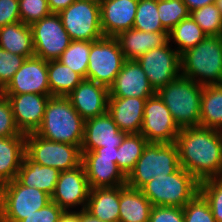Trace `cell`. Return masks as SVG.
<instances>
[{"label":"cell","mask_w":222,"mask_h":222,"mask_svg":"<svg viewBox=\"0 0 222 222\" xmlns=\"http://www.w3.org/2000/svg\"><path fill=\"white\" fill-rule=\"evenodd\" d=\"M175 144L180 167L199 182L221 177L222 131L202 126L181 128Z\"/></svg>","instance_id":"cell-1"},{"label":"cell","mask_w":222,"mask_h":222,"mask_svg":"<svg viewBox=\"0 0 222 222\" xmlns=\"http://www.w3.org/2000/svg\"><path fill=\"white\" fill-rule=\"evenodd\" d=\"M85 120L67 96H50L42 123L35 134L53 142L69 143L81 148Z\"/></svg>","instance_id":"cell-2"},{"label":"cell","mask_w":222,"mask_h":222,"mask_svg":"<svg viewBox=\"0 0 222 222\" xmlns=\"http://www.w3.org/2000/svg\"><path fill=\"white\" fill-rule=\"evenodd\" d=\"M181 75L202 86L222 84V36H207L180 55Z\"/></svg>","instance_id":"cell-3"},{"label":"cell","mask_w":222,"mask_h":222,"mask_svg":"<svg viewBox=\"0 0 222 222\" xmlns=\"http://www.w3.org/2000/svg\"><path fill=\"white\" fill-rule=\"evenodd\" d=\"M203 86L179 75L156 93L180 128L199 126Z\"/></svg>","instance_id":"cell-4"},{"label":"cell","mask_w":222,"mask_h":222,"mask_svg":"<svg viewBox=\"0 0 222 222\" xmlns=\"http://www.w3.org/2000/svg\"><path fill=\"white\" fill-rule=\"evenodd\" d=\"M200 182L180 167L169 175H158L140 190L152 206H175L183 208L199 193Z\"/></svg>","instance_id":"cell-5"},{"label":"cell","mask_w":222,"mask_h":222,"mask_svg":"<svg viewBox=\"0 0 222 222\" xmlns=\"http://www.w3.org/2000/svg\"><path fill=\"white\" fill-rule=\"evenodd\" d=\"M179 168V155L175 143L148 142L134 169L126 177V185L141 189L154 177L169 175Z\"/></svg>","instance_id":"cell-6"},{"label":"cell","mask_w":222,"mask_h":222,"mask_svg":"<svg viewBox=\"0 0 222 222\" xmlns=\"http://www.w3.org/2000/svg\"><path fill=\"white\" fill-rule=\"evenodd\" d=\"M50 202L47 193L14 179L0 186V222H20Z\"/></svg>","instance_id":"cell-7"},{"label":"cell","mask_w":222,"mask_h":222,"mask_svg":"<svg viewBox=\"0 0 222 222\" xmlns=\"http://www.w3.org/2000/svg\"><path fill=\"white\" fill-rule=\"evenodd\" d=\"M25 154L36 163L63 172L82 164L81 148L76 145L46 140L35 133L26 135Z\"/></svg>","instance_id":"cell-8"},{"label":"cell","mask_w":222,"mask_h":222,"mask_svg":"<svg viewBox=\"0 0 222 222\" xmlns=\"http://www.w3.org/2000/svg\"><path fill=\"white\" fill-rule=\"evenodd\" d=\"M86 79L109 88L125 62L115 37L103 36L91 43Z\"/></svg>","instance_id":"cell-9"},{"label":"cell","mask_w":222,"mask_h":222,"mask_svg":"<svg viewBox=\"0 0 222 222\" xmlns=\"http://www.w3.org/2000/svg\"><path fill=\"white\" fill-rule=\"evenodd\" d=\"M118 147H100L93 151L82 152L90 189L126 185V176L116 164Z\"/></svg>","instance_id":"cell-10"},{"label":"cell","mask_w":222,"mask_h":222,"mask_svg":"<svg viewBox=\"0 0 222 222\" xmlns=\"http://www.w3.org/2000/svg\"><path fill=\"white\" fill-rule=\"evenodd\" d=\"M72 40L96 41L102 38L100 5L76 0L58 13Z\"/></svg>","instance_id":"cell-11"},{"label":"cell","mask_w":222,"mask_h":222,"mask_svg":"<svg viewBox=\"0 0 222 222\" xmlns=\"http://www.w3.org/2000/svg\"><path fill=\"white\" fill-rule=\"evenodd\" d=\"M168 41L165 45L147 51L138 59L150 85L157 92L181 74L180 54Z\"/></svg>","instance_id":"cell-12"},{"label":"cell","mask_w":222,"mask_h":222,"mask_svg":"<svg viewBox=\"0 0 222 222\" xmlns=\"http://www.w3.org/2000/svg\"><path fill=\"white\" fill-rule=\"evenodd\" d=\"M31 28L34 56L46 61L57 60L72 41L55 13L33 23Z\"/></svg>","instance_id":"cell-13"},{"label":"cell","mask_w":222,"mask_h":222,"mask_svg":"<svg viewBox=\"0 0 222 222\" xmlns=\"http://www.w3.org/2000/svg\"><path fill=\"white\" fill-rule=\"evenodd\" d=\"M180 129L157 93L146 99L140 134L148 142L175 143Z\"/></svg>","instance_id":"cell-14"},{"label":"cell","mask_w":222,"mask_h":222,"mask_svg":"<svg viewBox=\"0 0 222 222\" xmlns=\"http://www.w3.org/2000/svg\"><path fill=\"white\" fill-rule=\"evenodd\" d=\"M89 192L85 168L81 164L74 169L60 172L51 201L64 211H71L70 208L79 205L80 210H83L86 209Z\"/></svg>","instance_id":"cell-15"},{"label":"cell","mask_w":222,"mask_h":222,"mask_svg":"<svg viewBox=\"0 0 222 222\" xmlns=\"http://www.w3.org/2000/svg\"><path fill=\"white\" fill-rule=\"evenodd\" d=\"M35 93L50 95L47 61L33 56L26 58L2 94Z\"/></svg>","instance_id":"cell-16"},{"label":"cell","mask_w":222,"mask_h":222,"mask_svg":"<svg viewBox=\"0 0 222 222\" xmlns=\"http://www.w3.org/2000/svg\"><path fill=\"white\" fill-rule=\"evenodd\" d=\"M2 95L10 102L19 131L25 135L35 133L42 123L45 106L51 95L35 93Z\"/></svg>","instance_id":"cell-17"},{"label":"cell","mask_w":222,"mask_h":222,"mask_svg":"<svg viewBox=\"0 0 222 222\" xmlns=\"http://www.w3.org/2000/svg\"><path fill=\"white\" fill-rule=\"evenodd\" d=\"M67 97L79 115L88 120L107 112L109 88L85 78Z\"/></svg>","instance_id":"cell-18"},{"label":"cell","mask_w":222,"mask_h":222,"mask_svg":"<svg viewBox=\"0 0 222 222\" xmlns=\"http://www.w3.org/2000/svg\"><path fill=\"white\" fill-rule=\"evenodd\" d=\"M155 93L137 60H125L121 71L109 87V97L148 98Z\"/></svg>","instance_id":"cell-19"},{"label":"cell","mask_w":222,"mask_h":222,"mask_svg":"<svg viewBox=\"0 0 222 222\" xmlns=\"http://www.w3.org/2000/svg\"><path fill=\"white\" fill-rule=\"evenodd\" d=\"M138 2L139 0H103L100 5L103 35L116 37L133 28Z\"/></svg>","instance_id":"cell-20"},{"label":"cell","mask_w":222,"mask_h":222,"mask_svg":"<svg viewBox=\"0 0 222 222\" xmlns=\"http://www.w3.org/2000/svg\"><path fill=\"white\" fill-rule=\"evenodd\" d=\"M126 133L122 132L106 112L85 120L81 151H93L100 147H118Z\"/></svg>","instance_id":"cell-21"},{"label":"cell","mask_w":222,"mask_h":222,"mask_svg":"<svg viewBox=\"0 0 222 222\" xmlns=\"http://www.w3.org/2000/svg\"><path fill=\"white\" fill-rule=\"evenodd\" d=\"M147 98L109 97L107 112L126 134L140 133Z\"/></svg>","instance_id":"cell-22"},{"label":"cell","mask_w":222,"mask_h":222,"mask_svg":"<svg viewBox=\"0 0 222 222\" xmlns=\"http://www.w3.org/2000/svg\"><path fill=\"white\" fill-rule=\"evenodd\" d=\"M169 32H143L131 28L115 38L118 41L125 60H136L147 51L165 45Z\"/></svg>","instance_id":"cell-23"},{"label":"cell","mask_w":222,"mask_h":222,"mask_svg":"<svg viewBox=\"0 0 222 222\" xmlns=\"http://www.w3.org/2000/svg\"><path fill=\"white\" fill-rule=\"evenodd\" d=\"M25 134L0 137V186L17 178L25 156Z\"/></svg>","instance_id":"cell-24"},{"label":"cell","mask_w":222,"mask_h":222,"mask_svg":"<svg viewBox=\"0 0 222 222\" xmlns=\"http://www.w3.org/2000/svg\"><path fill=\"white\" fill-rule=\"evenodd\" d=\"M60 171L32 161L26 154L17 174V180L24 186L37 188L52 196Z\"/></svg>","instance_id":"cell-25"},{"label":"cell","mask_w":222,"mask_h":222,"mask_svg":"<svg viewBox=\"0 0 222 222\" xmlns=\"http://www.w3.org/2000/svg\"><path fill=\"white\" fill-rule=\"evenodd\" d=\"M120 186L90 189L86 210L105 222H119Z\"/></svg>","instance_id":"cell-26"},{"label":"cell","mask_w":222,"mask_h":222,"mask_svg":"<svg viewBox=\"0 0 222 222\" xmlns=\"http://www.w3.org/2000/svg\"><path fill=\"white\" fill-rule=\"evenodd\" d=\"M152 204L140 189L120 186L119 222H149Z\"/></svg>","instance_id":"cell-27"},{"label":"cell","mask_w":222,"mask_h":222,"mask_svg":"<svg viewBox=\"0 0 222 222\" xmlns=\"http://www.w3.org/2000/svg\"><path fill=\"white\" fill-rule=\"evenodd\" d=\"M0 47L26 58L34 56L33 33L30 25L19 21L0 28Z\"/></svg>","instance_id":"cell-28"},{"label":"cell","mask_w":222,"mask_h":222,"mask_svg":"<svg viewBox=\"0 0 222 222\" xmlns=\"http://www.w3.org/2000/svg\"><path fill=\"white\" fill-rule=\"evenodd\" d=\"M199 126L222 131V84L203 86Z\"/></svg>","instance_id":"cell-29"},{"label":"cell","mask_w":222,"mask_h":222,"mask_svg":"<svg viewBox=\"0 0 222 222\" xmlns=\"http://www.w3.org/2000/svg\"><path fill=\"white\" fill-rule=\"evenodd\" d=\"M47 73L51 96H67L83 78L59 60L47 61Z\"/></svg>","instance_id":"cell-30"},{"label":"cell","mask_w":222,"mask_h":222,"mask_svg":"<svg viewBox=\"0 0 222 222\" xmlns=\"http://www.w3.org/2000/svg\"><path fill=\"white\" fill-rule=\"evenodd\" d=\"M207 35L201 27L190 17L184 18L168 33L169 42L176 43L175 48L181 55L186 50L195 47L199 42L203 41Z\"/></svg>","instance_id":"cell-31"},{"label":"cell","mask_w":222,"mask_h":222,"mask_svg":"<svg viewBox=\"0 0 222 222\" xmlns=\"http://www.w3.org/2000/svg\"><path fill=\"white\" fill-rule=\"evenodd\" d=\"M147 143L140 133L126 134L118 146L116 164L126 177L134 169Z\"/></svg>","instance_id":"cell-32"},{"label":"cell","mask_w":222,"mask_h":222,"mask_svg":"<svg viewBox=\"0 0 222 222\" xmlns=\"http://www.w3.org/2000/svg\"><path fill=\"white\" fill-rule=\"evenodd\" d=\"M92 42L93 41L72 40L57 60L85 79Z\"/></svg>","instance_id":"cell-33"},{"label":"cell","mask_w":222,"mask_h":222,"mask_svg":"<svg viewBox=\"0 0 222 222\" xmlns=\"http://www.w3.org/2000/svg\"><path fill=\"white\" fill-rule=\"evenodd\" d=\"M133 28L143 32H168L159 19L157 0H139Z\"/></svg>","instance_id":"cell-34"},{"label":"cell","mask_w":222,"mask_h":222,"mask_svg":"<svg viewBox=\"0 0 222 222\" xmlns=\"http://www.w3.org/2000/svg\"><path fill=\"white\" fill-rule=\"evenodd\" d=\"M190 17L207 36H222V16L216 2L191 11Z\"/></svg>","instance_id":"cell-35"},{"label":"cell","mask_w":222,"mask_h":222,"mask_svg":"<svg viewBox=\"0 0 222 222\" xmlns=\"http://www.w3.org/2000/svg\"><path fill=\"white\" fill-rule=\"evenodd\" d=\"M159 19L162 26L169 32L190 12L182 0H157Z\"/></svg>","instance_id":"cell-36"},{"label":"cell","mask_w":222,"mask_h":222,"mask_svg":"<svg viewBox=\"0 0 222 222\" xmlns=\"http://www.w3.org/2000/svg\"><path fill=\"white\" fill-rule=\"evenodd\" d=\"M199 193L209 203L216 222H222V178H209L200 182Z\"/></svg>","instance_id":"cell-37"},{"label":"cell","mask_w":222,"mask_h":222,"mask_svg":"<svg viewBox=\"0 0 222 222\" xmlns=\"http://www.w3.org/2000/svg\"><path fill=\"white\" fill-rule=\"evenodd\" d=\"M184 222H216L209 203L198 193L184 207Z\"/></svg>","instance_id":"cell-38"},{"label":"cell","mask_w":222,"mask_h":222,"mask_svg":"<svg viewBox=\"0 0 222 222\" xmlns=\"http://www.w3.org/2000/svg\"><path fill=\"white\" fill-rule=\"evenodd\" d=\"M19 12L21 22L30 26L51 14L48 0H19Z\"/></svg>","instance_id":"cell-39"},{"label":"cell","mask_w":222,"mask_h":222,"mask_svg":"<svg viewBox=\"0 0 222 222\" xmlns=\"http://www.w3.org/2000/svg\"><path fill=\"white\" fill-rule=\"evenodd\" d=\"M26 57L13 54L0 47V88L3 90L22 66Z\"/></svg>","instance_id":"cell-40"},{"label":"cell","mask_w":222,"mask_h":222,"mask_svg":"<svg viewBox=\"0 0 222 222\" xmlns=\"http://www.w3.org/2000/svg\"><path fill=\"white\" fill-rule=\"evenodd\" d=\"M22 134L14 120L12 107L4 95L0 96V137H11Z\"/></svg>","instance_id":"cell-41"},{"label":"cell","mask_w":222,"mask_h":222,"mask_svg":"<svg viewBox=\"0 0 222 222\" xmlns=\"http://www.w3.org/2000/svg\"><path fill=\"white\" fill-rule=\"evenodd\" d=\"M149 222H184V211L175 206H152Z\"/></svg>","instance_id":"cell-42"},{"label":"cell","mask_w":222,"mask_h":222,"mask_svg":"<svg viewBox=\"0 0 222 222\" xmlns=\"http://www.w3.org/2000/svg\"><path fill=\"white\" fill-rule=\"evenodd\" d=\"M64 210L51 201L45 207L36 210L20 222H59Z\"/></svg>","instance_id":"cell-43"},{"label":"cell","mask_w":222,"mask_h":222,"mask_svg":"<svg viewBox=\"0 0 222 222\" xmlns=\"http://www.w3.org/2000/svg\"><path fill=\"white\" fill-rule=\"evenodd\" d=\"M19 21V0H0V28Z\"/></svg>","instance_id":"cell-44"},{"label":"cell","mask_w":222,"mask_h":222,"mask_svg":"<svg viewBox=\"0 0 222 222\" xmlns=\"http://www.w3.org/2000/svg\"><path fill=\"white\" fill-rule=\"evenodd\" d=\"M75 1L76 0H48V7L51 13L58 14Z\"/></svg>","instance_id":"cell-45"},{"label":"cell","mask_w":222,"mask_h":222,"mask_svg":"<svg viewBox=\"0 0 222 222\" xmlns=\"http://www.w3.org/2000/svg\"><path fill=\"white\" fill-rule=\"evenodd\" d=\"M182 1L187 6L189 12L216 2V0H182Z\"/></svg>","instance_id":"cell-46"},{"label":"cell","mask_w":222,"mask_h":222,"mask_svg":"<svg viewBox=\"0 0 222 222\" xmlns=\"http://www.w3.org/2000/svg\"><path fill=\"white\" fill-rule=\"evenodd\" d=\"M59 222H79V211H64L59 219Z\"/></svg>","instance_id":"cell-47"},{"label":"cell","mask_w":222,"mask_h":222,"mask_svg":"<svg viewBox=\"0 0 222 222\" xmlns=\"http://www.w3.org/2000/svg\"><path fill=\"white\" fill-rule=\"evenodd\" d=\"M79 222H105L96 217H94L89 211L86 209L79 210Z\"/></svg>","instance_id":"cell-48"},{"label":"cell","mask_w":222,"mask_h":222,"mask_svg":"<svg viewBox=\"0 0 222 222\" xmlns=\"http://www.w3.org/2000/svg\"><path fill=\"white\" fill-rule=\"evenodd\" d=\"M83 1H87L96 5H101V3L103 2V0H83Z\"/></svg>","instance_id":"cell-49"},{"label":"cell","mask_w":222,"mask_h":222,"mask_svg":"<svg viewBox=\"0 0 222 222\" xmlns=\"http://www.w3.org/2000/svg\"><path fill=\"white\" fill-rule=\"evenodd\" d=\"M216 5L218 6V9L222 16V0H216Z\"/></svg>","instance_id":"cell-50"}]
</instances>
